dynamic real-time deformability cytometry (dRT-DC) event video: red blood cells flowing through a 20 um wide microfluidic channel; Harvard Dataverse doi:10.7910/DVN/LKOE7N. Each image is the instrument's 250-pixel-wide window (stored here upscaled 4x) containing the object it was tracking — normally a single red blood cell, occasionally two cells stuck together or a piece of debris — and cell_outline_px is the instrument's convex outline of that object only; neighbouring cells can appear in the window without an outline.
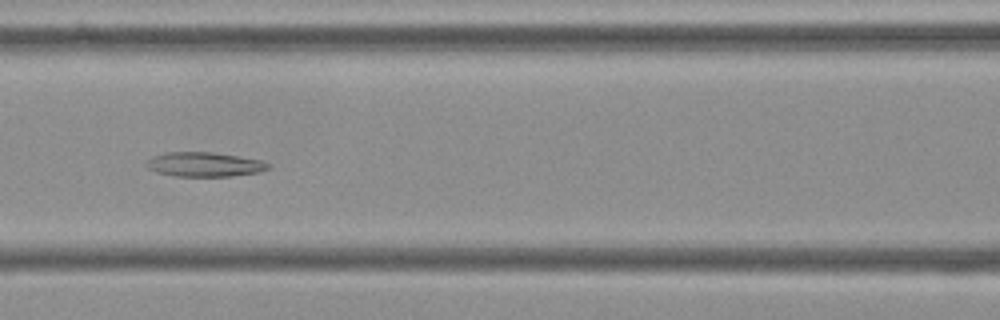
{"species": "Egyptian fruit bat (a non-hibernating species)", "species_latin": "Rousettus aegyptiacus", "temperature_condition": "cold", "stored_images_in_passage": 15, "camera_frame_rate_fps": 3000, "um_per_image_px": 0.085, "frame": {"image": 1, "passage_image": 7, "time_ms": 2.0, "image_size_px": [1000, 320], "cell_outline_px": [[272, 168], [260, 172], [232, 176], [172, 176], [156, 172], [148, 168], [144, 164], [152, 156], [164, 152], [212, 152], [260, 160], [272, 164]], "centroid_in_image_um": [17.37, 13.98], "position_along_channel_um": 149.2, "area_um2": 17.51}}
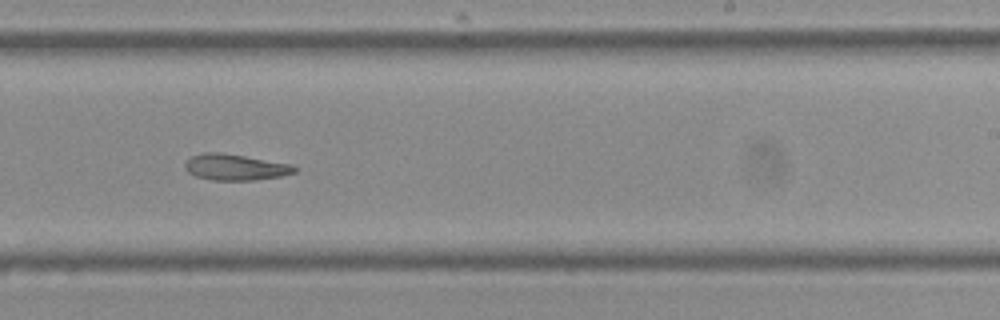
{"frame": {"image": 2, "passage_image": 10, "time_ms": 3.0, "image_size_px": [1000, 320], "cell_outline_px": [[296, 172], [280, 176], [252, 180], [212, 180], [196, 176], [188, 172], [184, 168], [184, 164], [192, 156], [204, 152], [220, 152], [292, 164], [296, 168]], "centroid_in_image_um": [19.98, 14.21], "position_along_channel_um": 269.0, "area_um2": 16.53}}
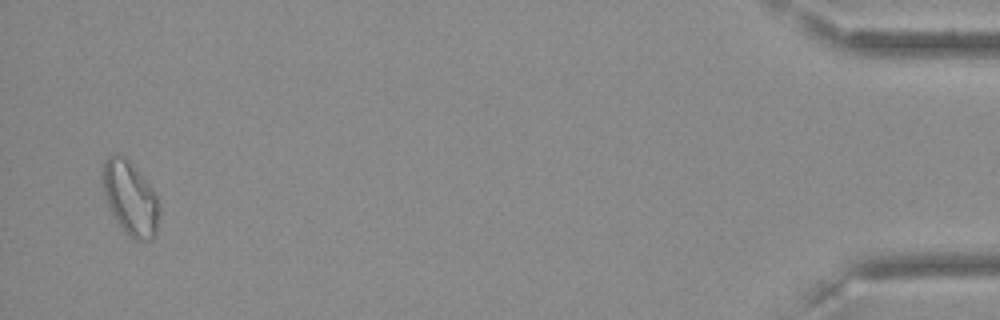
{"frame": {"image": 3, "passage_image": 15, "time_ms": 4.667, "image_size_px": [1000, 320], "cell_outline_px": [[160, 212], [156, 232], [152, 240], [136, 240], [116, 220], [108, 204], [104, 192], [100, 176], [100, 172], [104, 160], [108, 156], [124, 156], [136, 168], [148, 184], [156, 196], [160, 208]], "centroid_in_image_um": [11.06, 16.82], "position_along_channel_um": 424.1, "area_um2": 23.99}}